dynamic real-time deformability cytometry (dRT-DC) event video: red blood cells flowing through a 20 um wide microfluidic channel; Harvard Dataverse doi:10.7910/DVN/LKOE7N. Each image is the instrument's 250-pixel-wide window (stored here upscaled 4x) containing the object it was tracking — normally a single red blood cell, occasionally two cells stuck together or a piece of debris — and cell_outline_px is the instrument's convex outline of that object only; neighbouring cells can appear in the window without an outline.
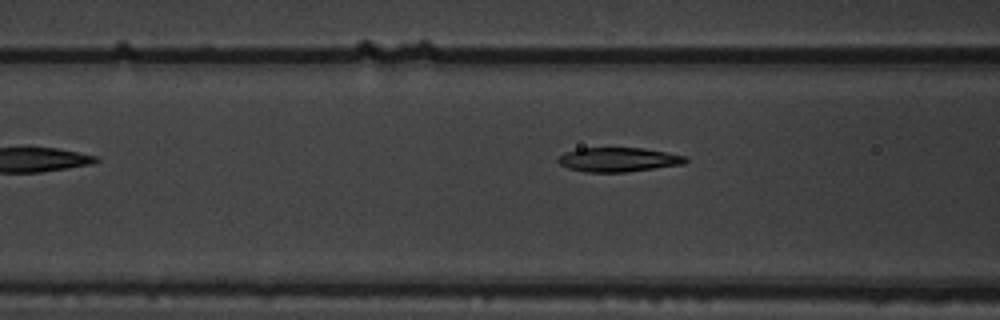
{"species": "common noctule bat (a hibernating species)", "species_latin": "Nyctalus noctula", "temperature_condition": "warm", "stored_images_in_passage": 10, "camera_frame_rate_fps": 3000, "um_per_image_px": 0.085, "animal": {"sex": "male", "body_mass_g": 19.5, "forearm_length_mm": 54.6}, "frame": {"image": 1, "passage_image": 6, "time_ms": 1.667, "image_size_px": [1000, 320], "cell_outline_px": [[688, 160], [684, 164], [624, 172], [588, 172], [568, 168], [560, 164], [556, 160], [564, 152], [580, 148], [644, 148], [688, 156]], "centroid_in_image_um": [52.57, 13.56], "position_along_channel_um": 114.0, "area_um2": 17.98}}
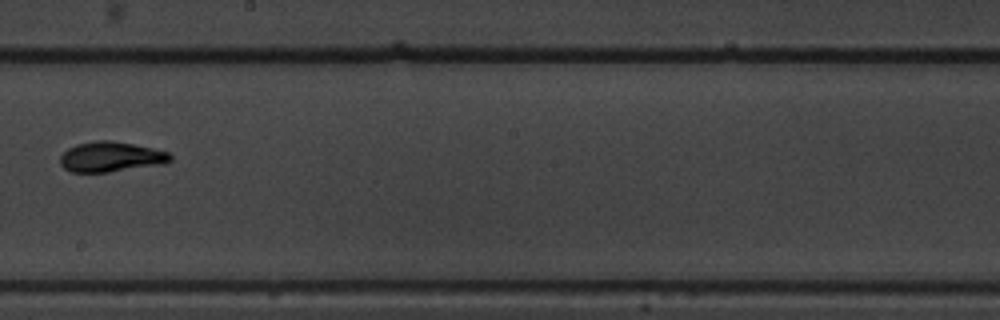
{"frame": {"image": 2, "passage_image": 9, "time_ms": 2.667, "image_size_px": [1000, 320], "cell_outline_px": [[172, 160], [168, 164], [108, 172], [72, 172], [64, 168], [60, 164], [60, 156], [68, 148], [76, 144], [100, 140], [108, 140], [132, 144], [152, 148], [168, 152], [172, 156]], "centroid_in_image_um": [9.45, 13.34], "position_along_channel_um": 238.7, "area_um2": 19.42}}
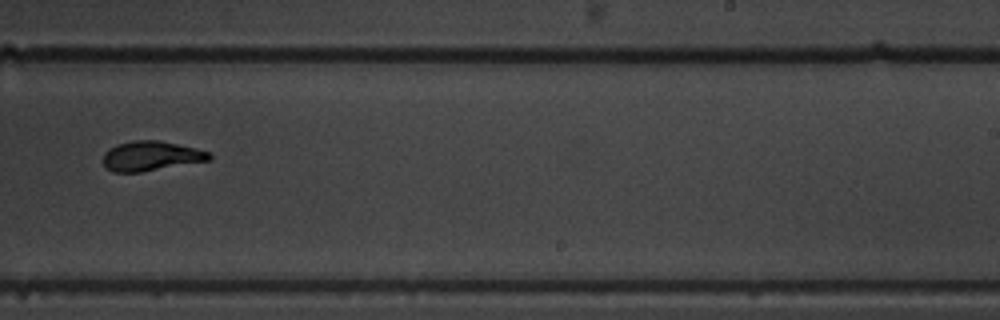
{"frame": {"image": 3, "passage_image": 10, "time_ms": 3.0, "image_size_px": [1000, 320], "cell_outline_px": [[212, 160], [140, 172], [112, 172], [104, 164], [104, 152], [108, 148], [116, 144], [132, 140], [160, 140], [196, 148], [208, 152], [212, 156]], "centroid_in_image_um": [12.84, 13.25], "position_along_channel_um": 276.2, "area_um2": 18.44}}